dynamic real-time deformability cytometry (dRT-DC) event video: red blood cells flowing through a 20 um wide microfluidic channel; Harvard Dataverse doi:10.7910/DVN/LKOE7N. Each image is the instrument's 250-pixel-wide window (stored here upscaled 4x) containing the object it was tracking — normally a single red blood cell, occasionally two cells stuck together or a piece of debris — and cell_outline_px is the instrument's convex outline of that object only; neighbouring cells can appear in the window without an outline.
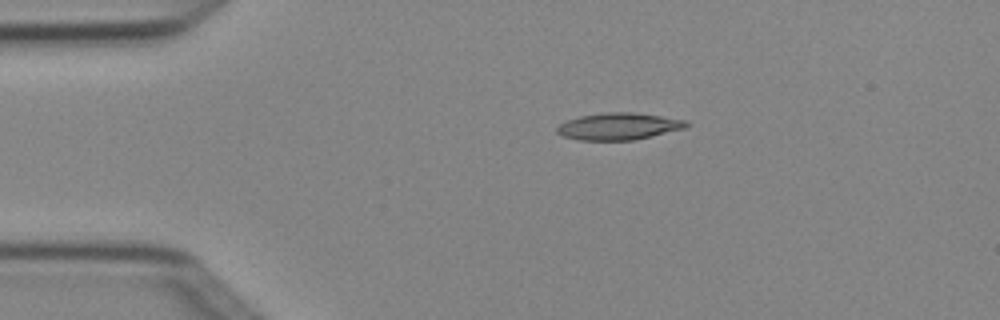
{"species": "Egyptian fruit bat (a non-hibernating species)", "species_latin": "Rousettus aegyptiacus", "temperature_condition": "cold", "stored_images_in_passage": 3, "camera_frame_rate_fps": 3000, "um_per_image_px": 0.085, "animal": {"sex": "female"}, "frame": {"image": 1, "passage_image": 2, "time_ms": 0.333, "image_size_px": [1000, 320], "cell_outline_px": [[692, 124], [684, 128], [652, 136], [632, 140], [580, 140], [564, 136], [556, 132], [556, 128], [560, 124], [568, 120], [580, 116], [604, 112], [632, 112], [660, 116], [684, 120]], "centroid_in_image_um": [52.58, 10.73], "position_along_channel_um": 32.4, "area_um2": 20.11}}